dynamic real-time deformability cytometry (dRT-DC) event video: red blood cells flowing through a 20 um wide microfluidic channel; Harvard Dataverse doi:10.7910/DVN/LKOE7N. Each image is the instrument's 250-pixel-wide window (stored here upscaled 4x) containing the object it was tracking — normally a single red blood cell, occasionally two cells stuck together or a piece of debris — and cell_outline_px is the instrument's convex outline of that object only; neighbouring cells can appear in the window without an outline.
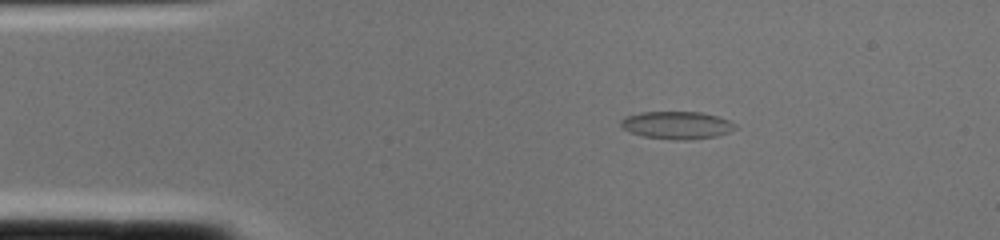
{"species": "common noctule bat (a hibernating species)", "species_latin": "Nyctalus noctula", "temperature_condition": "cold", "stored_images_in_passage": 1, "camera_frame_rate_fps": 3000, "um_per_image_px": 0.085, "animal": {"sex": "female", "body_mass_g": 22.0, "forearm_length_mm": 56.7}, "frame": {"image": 1, "passage_image": 1, "time_ms": 0.0, "image_size_px": [1000, 240], "cell_outline_px": [[736, 128], [728, 132], [716, 136], [688, 140], [672, 140], [644, 136], [628, 132], [620, 124], [620, 120], [628, 116], [640, 112], [700, 112], [720, 116], [736, 124]], "centroid_in_image_um": [57.54, 10.64], "position_along_channel_um": 27.5, "area_um2": 18.44}}